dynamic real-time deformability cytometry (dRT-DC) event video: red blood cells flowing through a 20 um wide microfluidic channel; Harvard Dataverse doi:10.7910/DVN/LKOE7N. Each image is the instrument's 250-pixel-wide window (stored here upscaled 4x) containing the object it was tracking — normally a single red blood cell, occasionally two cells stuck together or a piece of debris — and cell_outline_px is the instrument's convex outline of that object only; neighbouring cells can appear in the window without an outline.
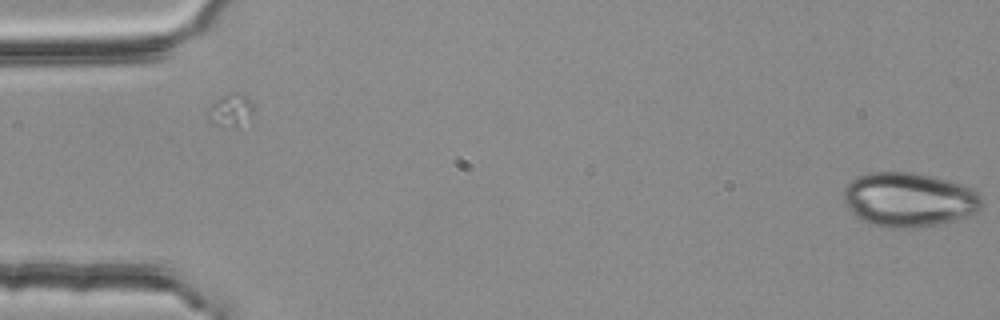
{"species": "common noctule bat (a hibernating species)", "species_latin": "Nyctalus noctula", "temperature_condition": "room temperature", "stored_images_in_passage": 4, "camera_frame_rate_fps": 3000, "um_per_image_px": 0.085, "animal": {"sex": "female", "body_mass_g": 25.1}, "frame": {"image": 1, "passage_image": 1, "time_ms": 0.0, "image_size_px": [1000, 320], "cell_outline_px": [[984, 204], [976, 212], [952, 220], [936, 224], [912, 228], [884, 228], [872, 224], [856, 216], [844, 204], [844, 188], [856, 176], [872, 172], [912, 172], [960, 184], [972, 188], [980, 192], [984, 200]], "centroid_in_image_um": [77.25, 16.97], "position_along_channel_um": 7.7, "area_um2": 43.58}}